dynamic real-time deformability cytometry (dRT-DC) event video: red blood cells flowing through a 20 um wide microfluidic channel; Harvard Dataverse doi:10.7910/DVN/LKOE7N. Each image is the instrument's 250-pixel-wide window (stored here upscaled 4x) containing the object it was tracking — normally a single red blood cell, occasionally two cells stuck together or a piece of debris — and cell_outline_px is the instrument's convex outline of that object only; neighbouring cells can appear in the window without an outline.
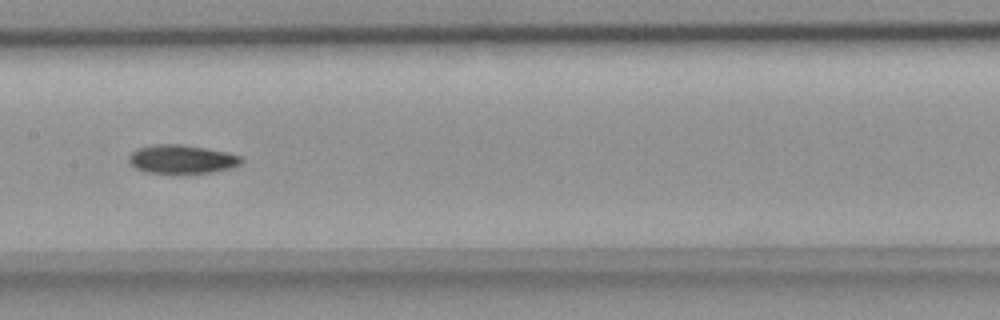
{"species": "common noctule bat (a hibernating species)", "species_latin": "Nyctalus noctula", "temperature_condition": "room temperature", "stored_images_in_passage": 14, "camera_frame_rate_fps": 3000, "um_per_image_px": 0.085, "animal": {"sex": "female", "body_mass_g": 18.4}, "frame": {"image": 1, "passage_image": 12, "time_ms": 3.667, "image_size_px": [1000, 320], "cell_outline_px": [[244, 160], [240, 164], [228, 168], [212, 172], [148, 172], [136, 168], [128, 160], [128, 156], [136, 148], [156, 144], [180, 144], [204, 148], [224, 152], [240, 156]], "centroid_in_image_um": [15.42, 13.51], "position_along_channel_um": 192.0, "area_um2": 18.26}}